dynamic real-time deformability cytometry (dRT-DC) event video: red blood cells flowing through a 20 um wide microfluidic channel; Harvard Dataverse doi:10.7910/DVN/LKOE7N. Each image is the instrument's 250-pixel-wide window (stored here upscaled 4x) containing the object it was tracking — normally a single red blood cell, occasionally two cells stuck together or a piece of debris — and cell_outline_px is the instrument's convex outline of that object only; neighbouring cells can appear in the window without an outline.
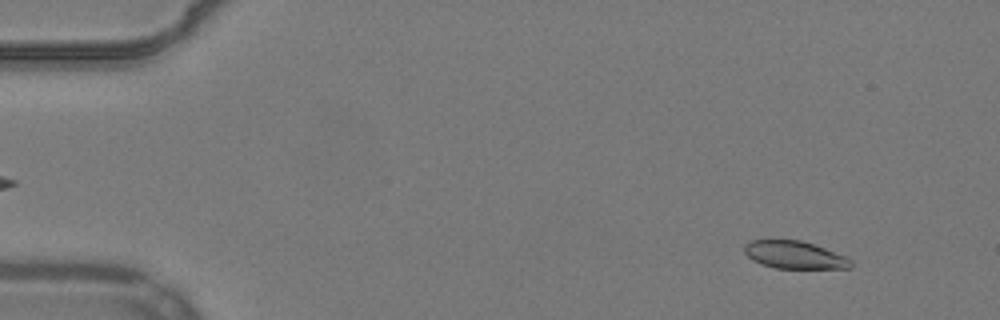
{"species": "common noctule bat (a hibernating species)", "species_latin": "Nyctalus noctula", "temperature_condition": "warm", "stored_images_in_passage": 54, "segment_of_instrument_passage": [1, 2], "camera_frame_rate_fps": 3000, "um_per_image_px": 0.085, "animal": {"sex": "male", "body_mass_g": 19.2, "forearm_length_mm": 51.8}, "frame": {"image": 1, "passage_image": 5, "time_ms": 1.333, "image_size_px": [1000, 320], "cell_outline_px": [[852, 268], [776, 268], [760, 264], [752, 260], [744, 252], [744, 244], [748, 240], [800, 240], [824, 248], [844, 256], [852, 260]], "centroid_in_image_um": [67.49, 21.67], "position_along_channel_um": 17.5, "area_um2": 17.05}}
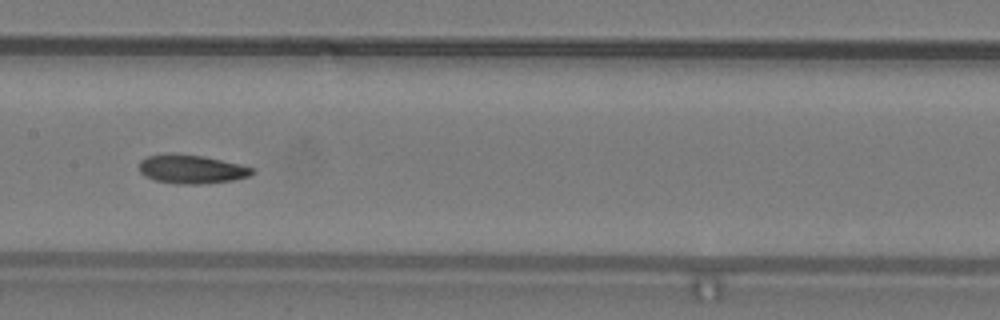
{"frame": {"image": 2, "passage_image": 27, "time_ms": 8.667, "image_size_px": [1000, 320], "cell_outline_px": [[256, 172], [248, 176], [232, 180], [200, 184], [176, 184], [156, 180], [140, 172], [140, 160], [148, 156], [164, 152], [172, 152], [204, 156], [240, 164], [252, 168]], "centroid_in_image_um": [16.26, 14.35], "position_along_channel_um": 191.1, "area_um2": 19.02}}
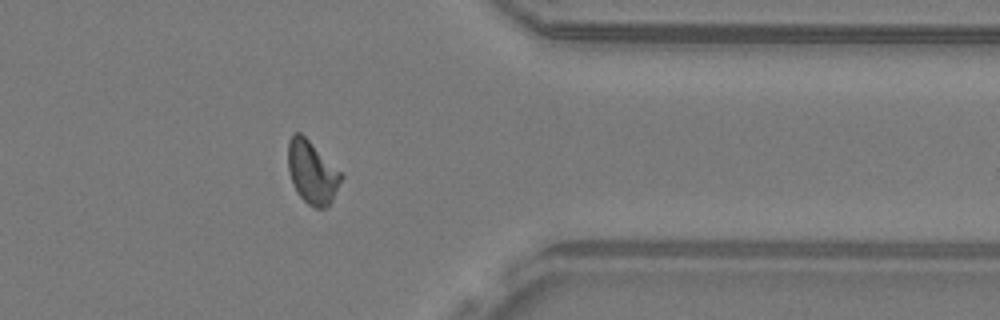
{"frame": {"image": 3, "passage_image": 43, "time_ms": 14.0, "image_size_px": [1000, 320], "cell_outline_px": [[344, 176], [332, 200], [324, 208], [316, 208], [308, 204], [296, 192], [292, 184], [288, 172], [288, 140], [292, 132], [300, 132]], "centroid_in_image_um": [26.49, 14.65], "position_along_channel_um": 384.9, "area_um2": 19.25}}